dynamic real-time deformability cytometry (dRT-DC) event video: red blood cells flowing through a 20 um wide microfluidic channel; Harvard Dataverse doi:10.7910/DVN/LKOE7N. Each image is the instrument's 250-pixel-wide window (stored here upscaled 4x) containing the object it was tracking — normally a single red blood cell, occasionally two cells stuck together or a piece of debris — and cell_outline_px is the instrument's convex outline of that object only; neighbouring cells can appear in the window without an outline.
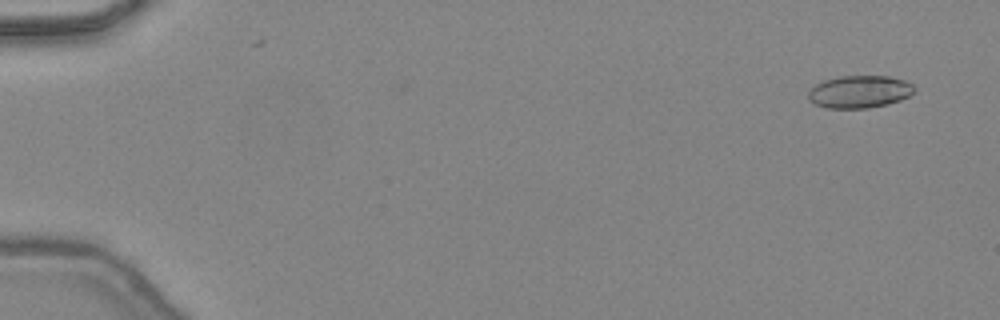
{"species": "common noctule bat (a hibernating species)", "species_latin": "Nyctalus noctula", "temperature_condition": "warm", "stored_images_in_passage": 49, "camera_frame_rate_fps": 3000, "um_per_image_px": 0.085, "animal": {"sex": "female", "body_mass_g": 24.6, "forearm_length_mm": 56.2}, "frame": {"image": 1, "passage_image": 3, "time_ms": 0.667, "image_size_px": [1000, 320], "cell_outline_px": [[916, 88], [908, 96], [900, 100], [888, 104], [868, 108], [828, 108], [816, 104], [808, 100], [808, 92], [816, 84], [824, 80], [840, 76], [888, 76], [904, 80], [912, 84]], "centroid_in_image_um": [73.05, 7.8], "position_along_channel_um": 11.9, "area_um2": 20.0}}
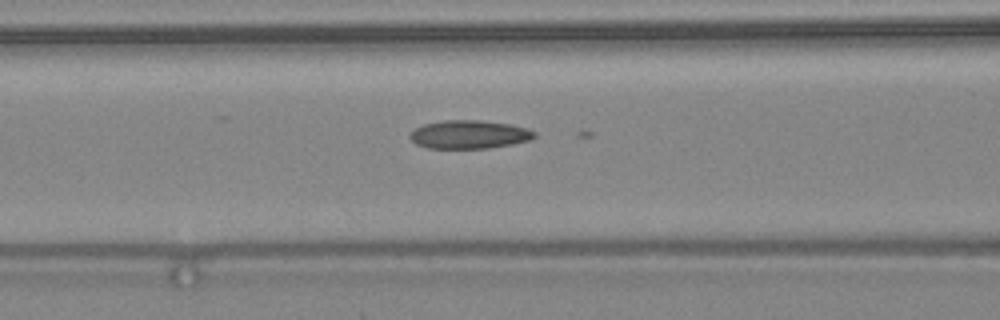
{"frame": {"image": 2, "passage_image": 21, "time_ms": 6.667, "image_size_px": [1000, 320], "cell_outline_px": [[536, 136], [528, 140], [512, 144], [488, 148], [428, 148], [416, 144], [408, 136], [416, 128], [424, 124], [444, 120], [480, 120], [508, 124], [528, 128], [536, 132]], "centroid_in_image_um": [39.88, 11.43], "position_along_channel_um": 126.7, "area_um2": 20.46}}
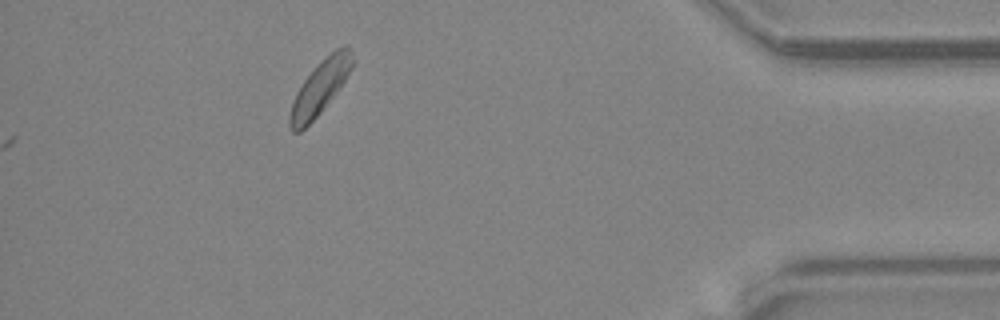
{"frame": {"image": 3, "passage_image": 49, "time_ms": 16.0, "image_size_px": [1000, 320], "cell_outline_px": [[352, 68], [340, 88], [320, 112], [300, 132], [292, 132], [288, 124], [288, 116], [292, 100], [296, 92], [304, 80], [336, 48], [344, 44], [348, 44], [352, 52]], "centroid_in_image_um": [27.18, 7.47], "position_along_channel_um": 408.0, "area_um2": 19.19}}